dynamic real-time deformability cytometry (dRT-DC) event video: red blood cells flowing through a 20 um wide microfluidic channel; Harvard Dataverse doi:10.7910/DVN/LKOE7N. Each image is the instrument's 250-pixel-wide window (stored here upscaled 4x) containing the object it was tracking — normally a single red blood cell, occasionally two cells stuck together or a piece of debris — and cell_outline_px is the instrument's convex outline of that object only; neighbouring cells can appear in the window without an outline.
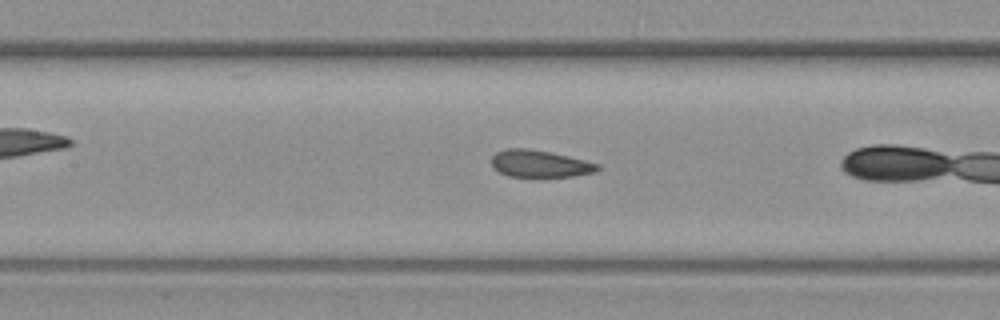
{"species": "common noctule bat (a hibernating species)", "species_latin": "Nyctalus noctula", "temperature_condition": "warm", "stored_images_in_passage": 16, "camera_frame_rate_fps": 3000, "um_per_image_px": 0.085, "animal": {"sex": "female", "body_mass_g": 19.3, "forearm_length_mm": 54.1}, "frame": {"image": 1, "passage_image": 10, "time_ms": 3.0, "image_size_px": [1000, 320], "cell_outline_px": [[600, 168], [596, 172], [572, 176], [544, 180], [532, 180], [508, 176], [500, 172], [492, 164], [492, 156], [496, 152], [508, 148], [528, 148], [548, 152], [584, 160], [600, 164]], "centroid_in_image_um": [45.89, 13.98], "position_along_channel_um": 161.5, "area_um2": 17.51}}
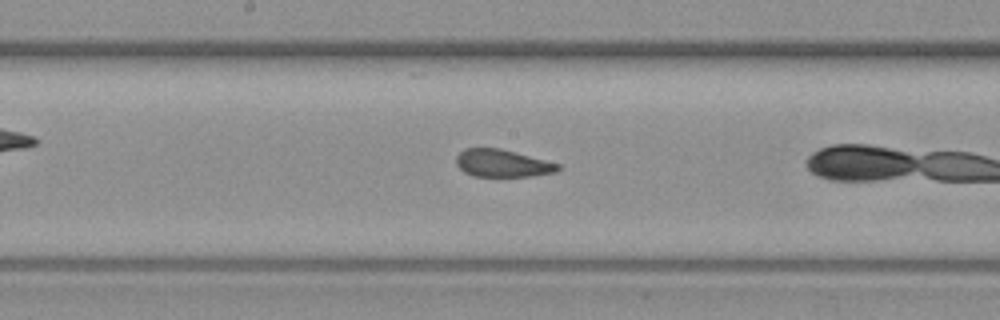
{"frame": {"image": 2, "passage_image": 14, "time_ms": 4.333, "image_size_px": [1000, 320], "cell_outline_px": [[560, 168], [556, 172], [532, 176], [472, 176], [464, 172], [456, 164], [456, 156], [464, 148], [500, 148], [560, 164]], "centroid_in_image_um": [42.68, 13.88], "position_along_channel_um": 205.5, "area_um2": 16.24}}